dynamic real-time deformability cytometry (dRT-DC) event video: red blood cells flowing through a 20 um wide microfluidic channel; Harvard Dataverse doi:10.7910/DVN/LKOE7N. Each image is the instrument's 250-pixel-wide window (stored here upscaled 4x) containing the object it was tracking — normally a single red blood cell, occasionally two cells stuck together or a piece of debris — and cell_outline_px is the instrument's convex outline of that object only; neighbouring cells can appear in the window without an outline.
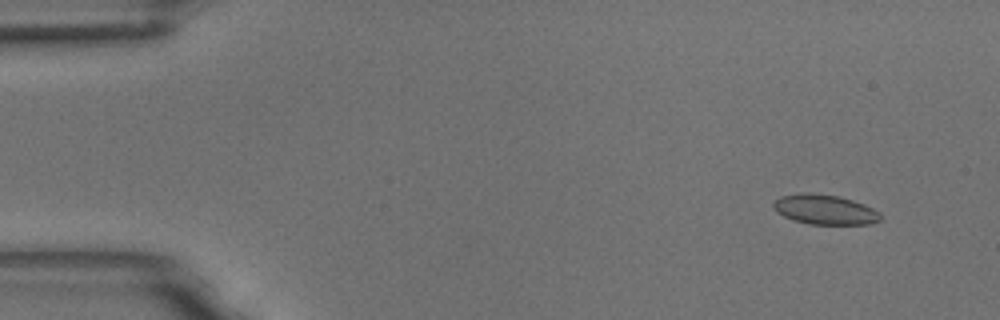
{"species": "common noctule bat (a hibernating species)", "species_latin": "Nyctalus noctula", "temperature_condition": "room temperature", "stored_images_in_passage": 52, "camera_frame_rate_fps": 3000, "um_per_image_px": 0.085, "animal": {"sex": "male", "body_mass_g": 18.8}, "frame": {"image": 1, "passage_image": 1, "time_ms": 0.0, "image_size_px": [1000, 320], "cell_outline_px": [[880, 220], [872, 224], [808, 224], [792, 220], [776, 212], [772, 208], [772, 204], [780, 196], [800, 192], [804, 192], [840, 196], [864, 204], [880, 212]], "centroid_in_image_um": [70.08, 17.81], "position_along_channel_um": 14.9, "area_um2": 18.79}}
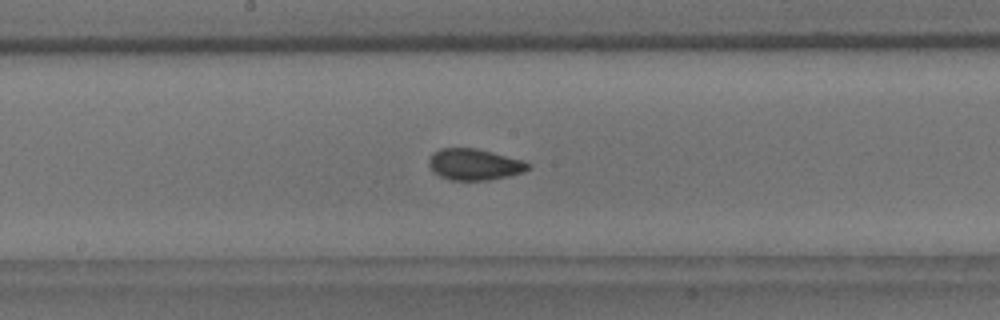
{"frame": {"image": 2, "passage_image": 26, "time_ms": 8.333, "image_size_px": [1000, 320], "cell_outline_px": [[532, 168], [524, 172], [508, 176], [488, 180], [452, 180], [440, 176], [432, 172], [428, 164], [428, 160], [432, 152], [440, 148], [476, 148], [524, 160], [532, 164]], "centroid_in_image_um": [40.33, 13.97], "position_along_channel_um": 207.9, "area_um2": 18.38}}
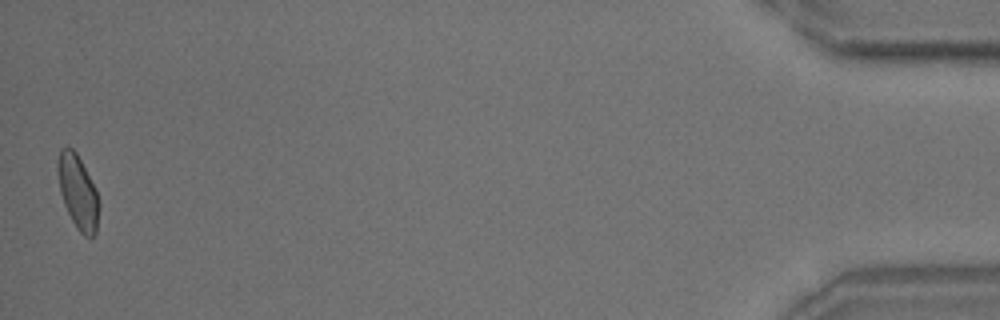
{"frame": {"image": 3, "passage_image": 52, "time_ms": 17.0, "image_size_px": [1000, 320], "cell_outline_px": [[100, 204], [96, 232], [92, 236], [84, 236], [76, 228], [64, 204], [60, 192], [56, 168], [56, 160], [60, 148], [72, 148], [76, 152], [96, 188]], "centroid_in_image_um": [6.61, 16.3], "position_along_channel_um": 428.6, "area_um2": 17.92}, "authors_computed_cell_mechanics": {"area_um2": 18.1492, "velocity_mm_per_s": 3.611, "shape_relaxation_time_tau1_ms": 8.2384, "shape_relaxation_time_tau2_ms": 1.4053, "deformation_change_tau1": 0.1149, "deformation_change_tau2": 0.0693}}